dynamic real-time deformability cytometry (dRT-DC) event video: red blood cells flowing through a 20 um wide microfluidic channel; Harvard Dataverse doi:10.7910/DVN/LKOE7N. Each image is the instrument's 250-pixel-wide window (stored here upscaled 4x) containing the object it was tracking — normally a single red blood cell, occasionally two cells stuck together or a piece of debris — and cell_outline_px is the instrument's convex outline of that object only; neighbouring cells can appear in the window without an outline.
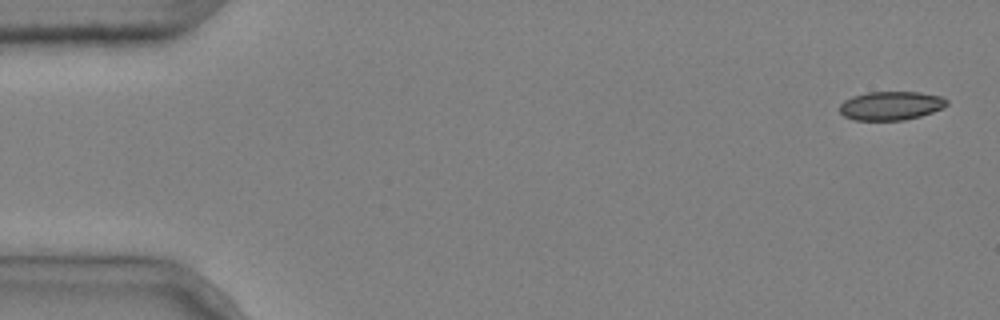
{"species": "common noctule bat (a hibernating species)", "species_latin": "Nyctalus noctula", "temperature_condition": "cold", "stored_images_in_passage": 4, "segment_of_instrument_passage": [2, 2], "camera_frame_rate_fps": 3000, "um_per_image_px": 0.085, "animal": {"sex": "male", "body_mass_g": 20.4}, "frame": {"image": 1, "passage_image": 4, "time_ms": 1.0, "image_size_px": [1000, 320], "cell_outline_px": [[948, 104], [944, 108], [920, 116], [904, 120], [856, 120], [844, 116], [840, 112], [840, 104], [844, 100], [852, 96], [868, 92], [920, 92], [940, 96], [948, 100]], "centroid_in_image_um": [75.74, 8.98], "position_along_channel_um": 9.3, "area_um2": 17.98}}